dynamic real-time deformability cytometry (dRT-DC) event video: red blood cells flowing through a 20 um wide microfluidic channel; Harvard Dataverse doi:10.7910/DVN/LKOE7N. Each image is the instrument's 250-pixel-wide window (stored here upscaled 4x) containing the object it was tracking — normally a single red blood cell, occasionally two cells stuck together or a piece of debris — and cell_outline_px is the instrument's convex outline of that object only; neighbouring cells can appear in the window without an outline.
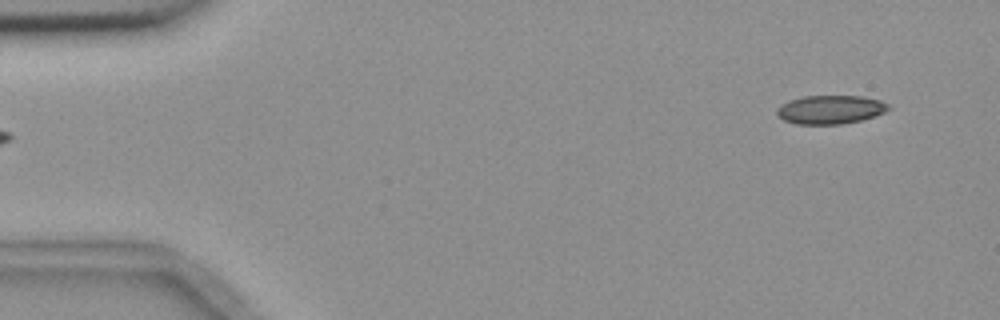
{"species": "common noctule bat (a hibernating species)", "species_latin": "Nyctalus noctula", "temperature_condition": "room temperature", "stored_images_in_passage": 4, "segment_of_instrument_passage": [2, 2], "camera_frame_rate_fps": 3000, "um_per_image_px": 0.085, "animal": {"sex": "female", "body_mass_g": 18.4}, "frame": {"image": 1, "passage_image": 4, "time_ms": 4.333, "image_size_px": [1000, 320], "cell_outline_px": [[892, 108], [884, 112], [860, 120], [840, 124], [796, 124], [784, 120], [776, 112], [776, 108], [780, 104], [788, 100], [804, 96], [860, 96], [880, 100], [888, 104]], "centroid_in_image_um": [70.55, 9.3], "position_along_channel_um": 14.4, "area_um2": 18.55}}